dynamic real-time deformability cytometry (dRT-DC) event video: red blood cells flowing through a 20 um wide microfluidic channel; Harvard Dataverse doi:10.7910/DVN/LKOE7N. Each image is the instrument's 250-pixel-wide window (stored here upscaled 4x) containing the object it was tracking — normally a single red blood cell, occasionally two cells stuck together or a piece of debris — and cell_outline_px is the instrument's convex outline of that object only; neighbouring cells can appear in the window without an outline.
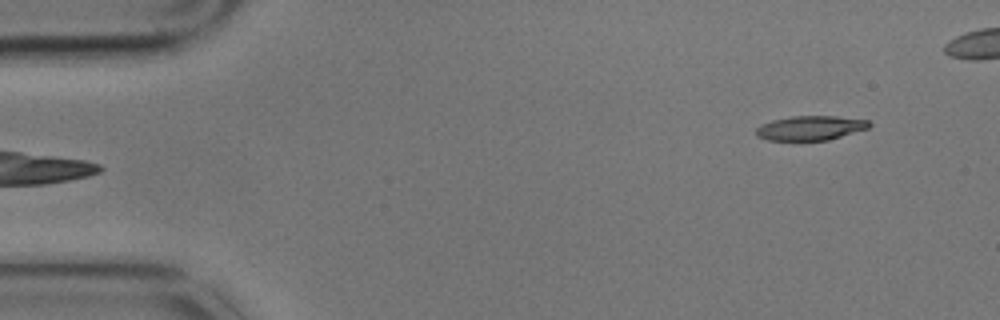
{"species": "common noctule bat (a hibernating species)", "species_latin": "Nyctalus noctula", "temperature_condition": "cold", "stored_images_in_passage": 4, "segment_of_instrument_passage": [2, 2], "camera_frame_rate_fps": 3000, "um_per_image_px": 0.085, "animal": {"sex": "male", "body_mass_g": 17.9}, "frame": {"image": 1, "passage_image": 4, "time_ms": 1.0, "image_size_px": [1000, 320], "cell_outline_px": [[872, 124], [868, 128], [828, 140], [768, 140], [756, 136], [756, 128], [760, 124], [772, 120], [792, 116], [836, 116], [868, 120]], "centroid_in_image_um": [68.86, 10.87], "position_along_channel_um": 16.1, "area_um2": 16.07}}